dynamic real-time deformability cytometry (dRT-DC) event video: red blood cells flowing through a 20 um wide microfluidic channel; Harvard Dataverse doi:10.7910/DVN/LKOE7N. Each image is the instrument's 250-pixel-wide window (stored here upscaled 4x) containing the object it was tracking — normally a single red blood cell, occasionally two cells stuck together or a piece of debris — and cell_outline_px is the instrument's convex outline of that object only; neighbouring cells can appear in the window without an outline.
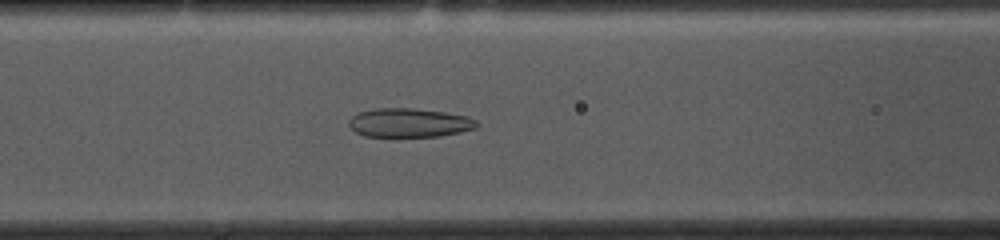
{"species": "common noctule bat (a hibernating species)", "species_latin": "Nyctalus noctula", "temperature_condition": "cold", "stored_images_in_passage": 53, "camera_frame_rate_fps": 3000, "um_per_image_px": 0.085, "animal": {"sex": "female", "body_mass_g": 10.0, "forearm_length_mm": 53.1}, "frame": {"image": 1, "passage_image": 20, "time_ms": 6.333, "image_size_px": [1000, 240], "cell_outline_px": [[480, 124], [476, 128], [460, 132], [440, 136], [364, 136], [348, 128], [348, 120], [356, 112], [376, 108], [412, 108], [444, 112], [468, 116], [476, 120]], "centroid_in_image_um": [34.76, 10.43], "position_along_channel_um": 131.8, "area_um2": 21.73}}
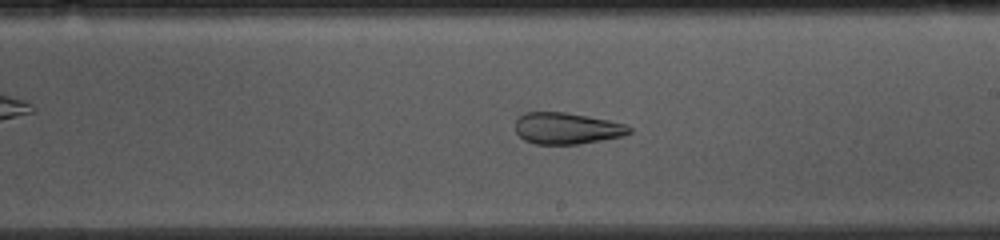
{"frame": {"image": 2, "passage_image": 29, "time_ms": 9.333, "image_size_px": [1000, 240], "cell_outline_px": [[632, 132], [624, 136], [580, 144], [536, 144], [524, 140], [516, 132], [516, 120], [524, 112], [568, 112], [628, 124], [632, 128]], "centroid_in_image_um": [48.22, 10.91], "position_along_channel_um": 240.8, "area_um2": 21.1}}
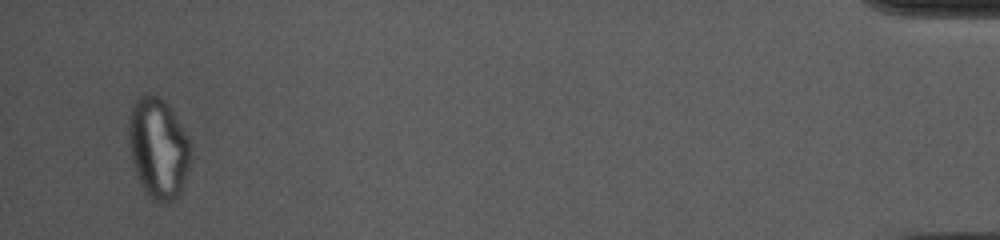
{"frame": {"image": 3, "passage_image": 51, "time_ms": 16.667, "image_size_px": [1000, 240], "cell_outline_px": [[192, 148], [188, 168], [180, 196], [176, 200], [164, 204], [156, 204], [144, 192], [136, 172], [132, 160], [128, 144], [128, 120], [132, 104], [136, 96], [144, 92], [152, 92], [160, 96], [168, 104], [188, 136]], "centroid_in_image_um": [13.44, 12.57], "position_along_channel_um": 421.8, "area_um2": 37.45}, "authors_computed_cell_mechanics": {"area_um2": 26.588, "velocity_mm_per_s": 3.6375, "shape_relaxation_time_tau1_ms": null, "shape_relaxation_time_tau2_ms": 2.4762, "deformation_change_tau1": null, "deformation_change_tau2": 0.0993}}